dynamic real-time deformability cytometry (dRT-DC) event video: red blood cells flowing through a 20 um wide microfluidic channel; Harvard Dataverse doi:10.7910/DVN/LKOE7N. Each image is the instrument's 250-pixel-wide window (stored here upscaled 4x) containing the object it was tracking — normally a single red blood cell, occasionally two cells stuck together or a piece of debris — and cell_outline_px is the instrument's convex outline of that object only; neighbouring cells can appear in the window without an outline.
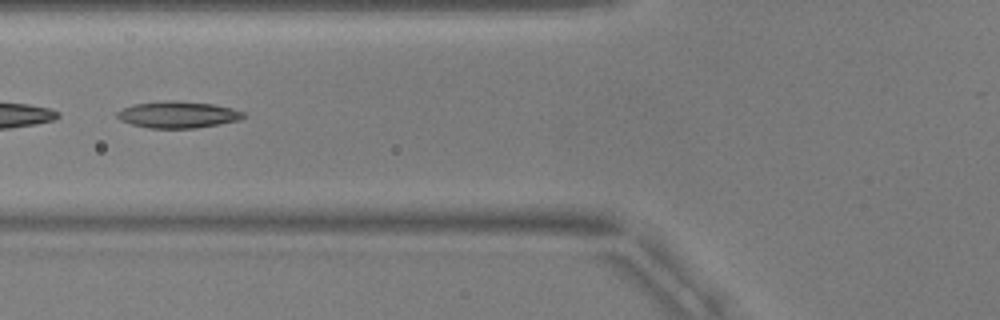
{"species": "common noctule bat (a hibernating species)", "species_latin": "Nyctalus noctula", "temperature_condition": "warm", "stored_images_in_passage": 52, "segment_of_instrument_passage": [2, 2], "camera_frame_rate_fps": 3000, "um_per_image_px": 0.085, "animal": {"sex": "male", "body_mass_g": 17.9, "forearm_length_mm": 54.2}, "frame": {"image": 1, "passage_image": 21, "time_ms": 6.667, "image_size_px": [1000, 320], "cell_outline_px": [[248, 116], [240, 120], [196, 128], [148, 128], [132, 124], [120, 120], [116, 116], [116, 112], [132, 104], [168, 100], [172, 100], [212, 104], [232, 108], [244, 112]], "centroid_in_image_um": [15.13, 9.74], "position_along_channel_um": 110.7, "area_um2": 19.65}}
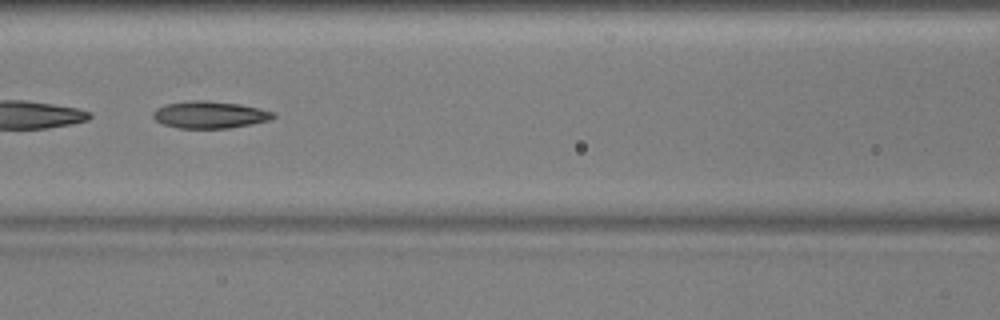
{"frame": {"image": 2, "passage_image": 24, "time_ms": 7.667, "image_size_px": [1000, 320], "cell_outline_px": [[276, 116], [272, 120], [252, 124], [228, 128], [176, 128], [164, 124], [156, 120], [152, 116], [152, 112], [156, 108], [164, 104], [188, 100], [208, 100], [240, 104], [260, 108], [276, 112]], "centroid_in_image_um": [17.85, 9.74], "position_along_channel_um": 148.8, "area_um2": 19.31}}
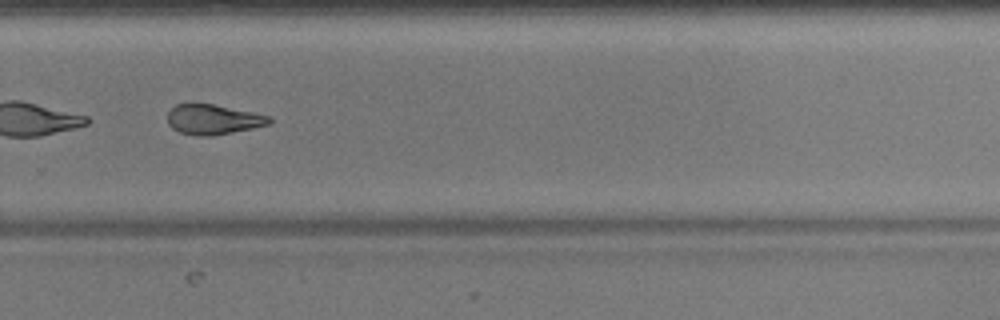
{"frame": {"image": 3, "passage_image": 37, "time_ms": 12.0, "image_size_px": [1000, 320], "cell_outline_px": [[272, 120], [268, 124], [252, 128], [212, 136], [196, 136], [180, 132], [172, 128], [168, 124], [168, 112], [176, 104], [192, 100], [252, 112], [268, 116]], "centroid_in_image_um": [18.03, 10.12], "position_along_channel_um": 311.8, "area_um2": 18.03}}